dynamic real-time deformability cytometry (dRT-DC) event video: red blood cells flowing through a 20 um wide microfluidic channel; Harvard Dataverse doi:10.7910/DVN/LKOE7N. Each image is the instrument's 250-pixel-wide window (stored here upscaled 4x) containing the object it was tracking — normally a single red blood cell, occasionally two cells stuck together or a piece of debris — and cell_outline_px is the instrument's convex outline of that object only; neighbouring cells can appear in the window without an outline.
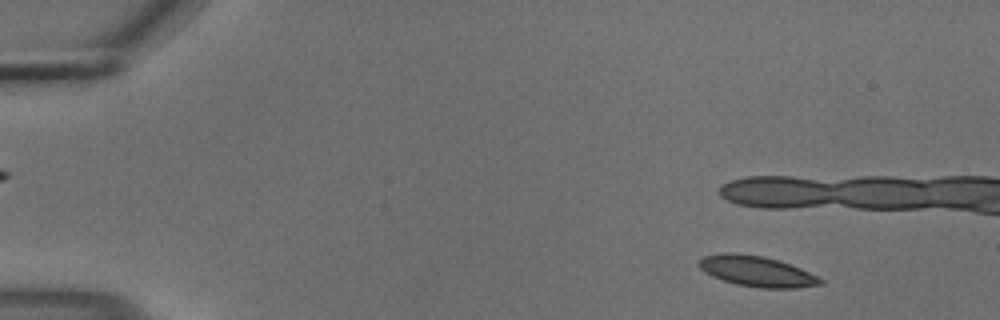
{"species": "common noctule bat (a hibernating species)", "species_latin": "Nyctalus noctula", "temperature_condition": "cold", "stored_images_in_passage": 14, "camera_frame_rate_fps": 3000, "um_per_image_px": 0.085, "animal": {"sex": "male", "body_mass_g": 18.8}, "frame": {"image": 1, "passage_image": 5, "time_ms": 1.333, "image_size_px": [1000, 320], "cell_outline_px": [[824, 284], [796, 288], [760, 288], [736, 284], [712, 276], [704, 272], [700, 268], [700, 260], [704, 256], [724, 252], [736, 252], [764, 256], [800, 268], [824, 280]], "centroid_in_image_um": [64.33, 23.06], "position_along_channel_um": 20.7, "area_um2": 21.5}}